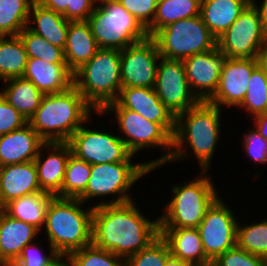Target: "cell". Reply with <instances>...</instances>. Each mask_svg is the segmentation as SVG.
I'll return each mask as SVG.
<instances>
[{
  "label": "cell",
  "mask_w": 267,
  "mask_h": 266,
  "mask_svg": "<svg viewBox=\"0 0 267 266\" xmlns=\"http://www.w3.org/2000/svg\"><path fill=\"white\" fill-rule=\"evenodd\" d=\"M2 82L6 86L1 88L0 93L29 120L39 108L44 94L30 80L23 77L10 78Z\"/></svg>",
  "instance_id": "28"
},
{
  "label": "cell",
  "mask_w": 267,
  "mask_h": 266,
  "mask_svg": "<svg viewBox=\"0 0 267 266\" xmlns=\"http://www.w3.org/2000/svg\"><path fill=\"white\" fill-rule=\"evenodd\" d=\"M90 173L91 164L71 154L66 165L61 198L78 199L87 188Z\"/></svg>",
  "instance_id": "33"
},
{
  "label": "cell",
  "mask_w": 267,
  "mask_h": 266,
  "mask_svg": "<svg viewBox=\"0 0 267 266\" xmlns=\"http://www.w3.org/2000/svg\"><path fill=\"white\" fill-rule=\"evenodd\" d=\"M46 266H71L69 254L56 253Z\"/></svg>",
  "instance_id": "49"
},
{
  "label": "cell",
  "mask_w": 267,
  "mask_h": 266,
  "mask_svg": "<svg viewBox=\"0 0 267 266\" xmlns=\"http://www.w3.org/2000/svg\"><path fill=\"white\" fill-rule=\"evenodd\" d=\"M237 108L245 109L250 119L267 112V74L259 66L253 70L245 97Z\"/></svg>",
  "instance_id": "34"
},
{
  "label": "cell",
  "mask_w": 267,
  "mask_h": 266,
  "mask_svg": "<svg viewBox=\"0 0 267 266\" xmlns=\"http://www.w3.org/2000/svg\"><path fill=\"white\" fill-rule=\"evenodd\" d=\"M238 221L236 246L267 260V219L244 226Z\"/></svg>",
  "instance_id": "35"
},
{
  "label": "cell",
  "mask_w": 267,
  "mask_h": 266,
  "mask_svg": "<svg viewBox=\"0 0 267 266\" xmlns=\"http://www.w3.org/2000/svg\"><path fill=\"white\" fill-rule=\"evenodd\" d=\"M219 197L206 211L197 229L206 257L212 262L236 246L238 219L226 202Z\"/></svg>",
  "instance_id": "12"
},
{
  "label": "cell",
  "mask_w": 267,
  "mask_h": 266,
  "mask_svg": "<svg viewBox=\"0 0 267 266\" xmlns=\"http://www.w3.org/2000/svg\"><path fill=\"white\" fill-rule=\"evenodd\" d=\"M116 102L125 109L139 113L146 120L158 123L173 138L176 117L161 102L154 88L123 87Z\"/></svg>",
  "instance_id": "18"
},
{
  "label": "cell",
  "mask_w": 267,
  "mask_h": 266,
  "mask_svg": "<svg viewBox=\"0 0 267 266\" xmlns=\"http://www.w3.org/2000/svg\"><path fill=\"white\" fill-rule=\"evenodd\" d=\"M150 173V167L146 162L133 163L124 161L118 163L92 164L89 182L85 192L78 198L83 203L91 200L110 196V200L104 199L96 202L95 206L104 204H122L134 200L128 192L136 181ZM133 198V199H132ZM112 199V200H111Z\"/></svg>",
  "instance_id": "8"
},
{
  "label": "cell",
  "mask_w": 267,
  "mask_h": 266,
  "mask_svg": "<svg viewBox=\"0 0 267 266\" xmlns=\"http://www.w3.org/2000/svg\"><path fill=\"white\" fill-rule=\"evenodd\" d=\"M41 233L33 225L17 220L0 209V264H13L23 248Z\"/></svg>",
  "instance_id": "22"
},
{
  "label": "cell",
  "mask_w": 267,
  "mask_h": 266,
  "mask_svg": "<svg viewBox=\"0 0 267 266\" xmlns=\"http://www.w3.org/2000/svg\"><path fill=\"white\" fill-rule=\"evenodd\" d=\"M0 266H14L13 264H0Z\"/></svg>",
  "instance_id": "52"
},
{
  "label": "cell",
  "mask_w": 267,
  "mask_h": 266,
  "mask_svg": "<svg viewBox=\"0 0 267 266\" xmlns=\"http://www.w3.org/2000/svg\"><path fill=\"white\" fill-rule=\"evenodd\" d=\"M44 8L63 15L67 19L68 0H36Z\"/></svg>",
  "instance_id": "45"
},
{
  "label": "cell",
  "mask_w": 267,
  "mask_h": 266,
  "mask_svg": "<svg viewBox=\"0 0 267 266\" xmlns=\"http://www.w3.org/2000/svg\"><path fill=\"white\" fill-rule=\"evenodd\" d=\"M170 256L168 244L159 235L146 248L124 259V266H164Z\"/></svg>",
  "instance_id": "38"
},
{
  "label": "cell",
  "mask_w": 267,
  "mask_h": 266,
  "mask_svg": "<svg viewBox=\"0 0 267 266\" xmlns=\"http://www.w3.org/2000/svg\"><path fill=\"white\" fill-rule=\"evenodd\" d=\"M160 58L157 44L149 36L121 50L122 88H154Z\"/></svg>",
  "instance_id": "15"
},
{
  "label": "cell",
  "mask_w": 267,
  "mask_h": 266,
  "mask_svg": "<svg viewBox=\"0 0 267 266\" xmlns=\"http://www.w3.org/2000/svg\"><path fill=\"white\" fill-rule=\"evenodd\" d=\"M36 0H0V36H16L27 27Z\"/></svg>",
  "instance_id": "32"
},
{
  "label": "cell",
  "mask_w": 267,
  "mask_h": 266,
  "mask_svg": "<svg viewBox=\"0 0 267 266\" xmlns=\"http://www.w3.org/2000/svg\"><path fill=\"white\" fill-rule=\"evenodd\" d=\"M258 66L256 58L226 57L220 73V81L215 94L209 103L223 106L238 107L246 94L253 70Z\"/></svg>",
  "instance_id": "16"
},
{
  "label": "cell",
  "mask_w": 267,
  "mask_h": 266,
  "mask_svg": "<svg viewBox=\"0 0 267 266\" xmlns=\"http://www.w3.org/2000/svg\"><path fill=\"white\" fill-rule=\"evenodd\" d=\"M201 0H158L151 25L146 29L149 37L170 23L200 15Z\"/></svg>",
  "instance_id": "30"
},
{
  "label": "cell",
  "mask_w": 267,
  "mask_h": 266,
  "mask_svg": "<svg viewBox=\"0 0 267 266\" xmlns=\"http://www.w3.org/2000/svg\"><path fill=\"white\" fill-rule=\"evenodd\" d=\"M28 59L37 58L47 63L66 64L64 50L50 44L42 36L37 35L25 27L19 34Z\"/></svg>",
  "instance_id": "36"
},
{
  "label": "cell",
  "mask_w": 267,
  "mask_h": 266,
  "mask_svg": "<svg viewBox=\"0 0 267 266\" xmlns=\"http://www.w3.org/2000/svg\"><path fill=\"white\" fill-rule=\"evenodd\" d=\"M28 56L25 46L19 37L0 36V81L22 77L27 65Z\"/></svg>",
  "instance_id": "31"
},
{
  "label": "cell",
  "mask_w": 267,
  "mask_h": 266,
  "mask_svg": "<svg viewBox=\"0 0 267 266\" xmlns=\"http://www.w3.org/2000/svg\"><path fill=\"white\" fill-rule=\"evenodd\" d=\"M255 1L256 0H251V3L258 10L262 29L267 34V0H262V3L259 6Z\"/></svg>",
  "instance_id": "47"
},
{
  "label": "cell",
  "mask_w": 267,
  "mask_h": 266,
  "mask_svg": "<svg viewBox=\"0 0 267 266\" xmlns=\"http://www.w3.org/2000/svg\"><path fill=\"white\" fill-rule=\"evenodd\" d=\"M46 150L49 152L45 157L43 152ZM71 154L67 142H46L41 147L34 162L42 192L61 198L66 165Z\"/></svg>",
  "instance_id": "19"
},
{
  "label": "cell",
  "mask_w": 267,
  "mask_h": 266,
  "mask_svg": "<svg viewBox=\"0 0 267 266\" xmlns=\"http://www.w3.org/2000/svg\"><path fill=\"white\" fill-rule=\"evenodd\" d=\"M86 21L99 48L123 50L148 37L146 29L119 1L97 5Z\"/></svg>",
  "instance_id": "9"
},
{
  "label": "cell",
  "mask_w": 267,
  "mask_h": 266,
  "mask_svg": "<svg viewBox=\"0 0 267 266\" xmlns=\"http://www.w3.org/2000/svg\"><path fill=\"white\" fill-rule=\"evenodd\" d=\"M135 200L94 206L92 244L123 260L146 248L159 235V216L147 218Z\"/></svg>",
  "instance_id": "1"
},
{
  "label": "cell",
  "mask_w": 267,
  "mask_h": 266,
  "mask_svg": "<svg viewBox=\"0 0 267 266\" xmlns=\"http://www.w3.org/2000/svg\"><path fill=\"white\" fill-rule=\"evenodd\" d=\"M223 110L208 101L196 105L176 117V130L172 138V154L169 162L188 158L190 148L196 157L200 171H208L216 146L221 137Z\"/></svg>",
  "instance_id": "2"
},
{
  "label": "cell",
  "mask_w": 267,
  "mask_h": 266,
  "mask_svg": "<svg viewBox=\"0 0 267 266\" xmlns=\"http://www.w3.org/2000/svg\"><path fill=\"white\" fill-rule=\"evenodd\" d=\"M107 132L89 129L85 122L67 141L71 153L91 165L133 161L134 154L120 136Z\"/></svg>",
  "instance_id": "11"
},
{
  "label": "cell",
  "mask_w": 267,
  "mask_h": 266,
  "mask_svg": "<svg viewBox=\"0 0 267 266\" xmlns=\"http://www.w3.org/2000/svg\"><path fill=\"white\" fill-rule=\"evenodd\" d=\"M99 49L87 21H69L64 58L72 73L88 62Z\"/></svg>",
  "instance_id": "25"
},
{
  "label": "cell",
  "mask_w": 267,
  "mask_h": 266,
  "mask_svg": "<svg viewBox=\"0 0 267 266\" xmlns=\"http://www.w3.org/2000/svg\"><path fill=\"white\" fill-rule=\"evenodd\" d=\"M28 124V120L0 93V135L20 129Z\"/></svg>",
  "instance_id": "42"
},
{
  "label": "cell",
  "mask_w": 267,
  "mask_h": 266,
  "mask_svg": "<svg viewBox=\"0 0 267 266\" xmlns=\"http://www.w3.org/2000/svg\"><path fill=\"white\" fill-rule=\"evenodd\" d=\"M207 171L195 179L172 186V198L159 217V228H197L206 211L219 198Z\"/></svg>",
  "instance_id": "6"
},
{
  "label": "cell",
  "mask_w": 267,
  "mask_h": 266,
  "mask_svg": "<svg viewBox=\"0 0 267 266\" xmlns=\"http://www.w3.org/2000/svg\"><path fill=\"white\" fill-rule=\"evenodd\" d=\"M253 121L254 128L259 134L267 140V112L260 114L251 119Z\"/></svg>",
  "instance_id": "46"
},
{
  "label": "cell",
  "mask_w": 267,
  "mask_h": 266,
  "mask_svg": "<svg viewBox=\"0 0 267 266\" xmlns=\"http://www.w3.org/2000/svg\"><path fill=\"white\" fill-rule=\"evenodd\" d=\"M106 1H119V0H94V2L97 4V5H100ZM99 3V4H98Z\"/></svg>",
  "instance_id": "51"
},
{
  "label": "cell",
  "mask_w": 267,
  "mask_h": 266,
  "mask_svg": "<svg viewBox=\"0 0 267 266\" xmlns=\"http://www.w3.org/2000/svg\"><path fill=\"white\" fill-rule=\"evenodd\" d=\"M22 77L43 94L61 93L73 86V73L66 64L47 63L37 58L28 59Z\"/></svg>",
  "instance_id": "24"
},
{
  "label": "cell",
  "mask_w": 267,
  "mask_h": 266,
  "mask_svg": "<svg viewBox=\"0 0 267 266\" xmlns=\"http://www.w3.org/2000/svg\"><path fill=\"white\" fill-rule=\"evenodd\" d=\"M164 266H192L190 263L182 261L181 259L174 258L173 256H170Z\"/></svg>",
  "instance_id": "50"
},
{
  "label": "cell",
  "mask_w": 267,
  "mask_h": 266,
  "mask_svg": "<svg viewBox=\"0 0 267 266\" xmlns=\"http://www.w3.org/2000/svg\"><path fill=\"white\" fill-rule=\"evenodd\" d=\"M83 205L79 199L55 196L50 200L42 230L45 229L49 246L57 253L70 254L92 244L94 205L86 210Z\"/></svg>",
  "instance_id": "4"
},
{
  "label": "cell",
  "mask_w": 267,
  "mask_h": 266,
  "mask_svg": "<svg viewBox=\"0 0 267 266\" xmlns=\"http://www.w3.org/2000/svg\"><path fill=\"white\" fill-rule=\"evenodd\" d=\"M68 27L69 21L63 15L44 8L36 1L32 4L27 28L33 33L42 36L50 44L64 50Z\"/></svg>",
  "instance_id": "27"
},
{
  "label": "cell",
  "mask_w": 267,
  "mask_h": 266,
  "mask_svg": "<svg viewBox=\"0 0 267 266\" xmlns=\"http://www.w3.org/2000/svg\"><path fill=\"white\" fill-rule=\"evenodd\" d=\"M96 114L113 113L116 123L121 132L120 137L127 148L136 155L137 152L146 148H160L162 155L155 160H148L146 164L150 167V172L161 165L169 164L172 154V137L158 124L146 120L139 113L121 107L116 101L108 104L101 112ZM157 167V168H156Z\"/></svg>",
  "instance_id": "7"
},
{
  "label": "cell",
  "mask_w": 267,
  "mask_h": 266,
  "mask_svg": "<svg viewBox=\"0 0 267 266\" xmlns=\"http://www.w3.org/2000/svg\"><path fill=\"white\" fill-rule=\"evenodd\" d=\"M211 266H267V260L235 246L219 255Z\"/></svg>",
  "instance_id": "39"
},
{
  "label": "cell",
  "mask_w": 267,
  "mask_h": 266,
  "mask_svg": "<svg viewBox=\"0 0 267 266\" xmlns=\"http://www.w3.org/2000/svg\"><path fill=\"white\" fill-rule=\"evenodd\" d=\"M154 90L175 117L199 102L190 90L182 60L160 58Z\"/></svg>",
  "instance_id": "14"
},
{
  "label": "cell",
  "mask_w": 267,
  "mask_h": 266,
  "mask_svg": "<svg viewBox=\"0 0 267 266\" xmlns=\"http://www.w3.org/2000/svg\"><path fill=\"white\" fill-rule=\"evenodd\" d=\"M53 197L46 192L32 193L10 201L2 209L12 218L33 225L41 232L47 206Z\"/></svg>",
  "instance_id": "29"
},
{
  "label": "cell",
  "mask_w": 267,
  "mask_h": 266,
  "mask_svg": "<svg viewBox=\"0 0 267 266\" xmlns=\"http://www.w3.org/2000/svg\"><path fill=\"white\" fill-rule=\"evenodd\" d=\"M266 35L261 26L259 12L250 3L217 39V46L228 58H256Z\"/></svg>",
  "instance_id": "13"
},
{
  "label": "cell",
  "mask_w": 267,
  "mask_h": 266,
  "mask_svg": "<svg viewBox=\"0 0 267 266\" xmlns=\"http://www.w3.org/2000/svg\"><path fill=\"white\" fill-rule=\"evenodd\" d=\"M250 3L251 0H201L200 16L219 39Z\"/></svg>",
  "instance_id": "26"
},
{
  "label": "cell",
  "mask_w": 267,
  "mask_h": 266,
  "mask_svg": "<svg viewBox=\"0 0 267 266\" xmlns=\"http://www.w3.org/2000/svg\"><path fill=\"white\" fill-rule=\"evenodd\" d=\"M71 266H124V260L114 253L94 244L69 254Z\"/></svg>",
  "instance_id": "37"
},
{
  "label": "cell",
  "mask_w": 267,
  "mask_h": 266,
  "mask_svg": "<svg viewBox=\"0 0 267 266\" xmlns=\"http://www.w3.org/2000/svg\"><path fill=\"white\" fill-rule=\"evenodd\" d=\"M96 6L94 0H68L67 20L86 21Z\"/></svg>",
  "instance_id": "44"
},
{
  "label": "cell",
  "mask_w": 267,
  "mask_h": 266,
  "mask_svg": "<svg viewBox=\"0 0 267 266\" xmlns=\"http://www.w3.org/2000/svg\"><path fill=\"white\" fill-rule=\"evenodd\" d=\"M152 38L161 57L167 59L183 60L217 46V39L200 15L170 23L158 30Z\"/></svg>",
  "instance_id": "10"
},
{
  "label": "cell",
  "mask_w": 267,
  "mask_h": 266,
  "mask_svg": "<svg viewBox=\"0 0 267 266\" xmlns=\"http://www.w3.org/2000/svg\"><path fill=\"white\" fill-rule=\"evenodd\" d=\"M39 192L34 161L0 167V209L14 199Z\"/></svg>",
  "instance_id": "21"
},
{
  "label": "cell",
  "mask_w": 267,
  "mask_h": 266,
  "mask_svg": "<svg viewBox=\"0 0 267 266\" xmlns=\"http://www.w3.org/2000/svg\"><path fill=\"white\" fill-rule=\"evenodd\" d=\"M73 86L96 112L115 102L122 88L121 50L100 48L73 73Z\"/></svg>",
  "instance_id": "5"
},
{
  "label": "cell",
  "mask_w": 267,
  "mask_h": 266,
  "mask_svg": "<svg viewBox=\"0 0 267 266\" xmlns=\"http://www.w3.org/2000/svg\"><path fill=\"white\" fill-rule=\"evenodd\" d=\"M96 112L71 86L61 93L44 94L28 124L45 142H67L73 133Z\"/></svg>",
  "instance_id": "3"
},
{
  "label": "cell",
  "mask_w": 267,
  "mask_h": 266,
  "mask_svg": "<svg viewBox=\"0 0 267 266\" xmlns=\"http://www.w3.org/2000/svg\"><path fill=\"white\" fill-rule=\"evenodd\" d=\"M159 232L174 258L188 262L192 266H211L212 262L204 253L197 228H159Z\"/></svg>",
  "instance_id": "23"
},
{
  "label": "cell",
  "mask_w": 267,
  "mask_h": 266,
  "mask_svg": "<svg viewBox=\"0 0 267 266\" xmlns=\"http://www.w3.org/2000/svg\"><path fill=\"white\" fill-rule=\"evenodd\" d=\"M247 131L241 140L246 157L256 164H267V140L255 128Z\"/></svg>",
  "instance_id": "40"
},
{
  "label": "cell",
  "mask_w": 267,
  "mask_h": 266,
  "mask_svg": "<svg viewBox=\"0 0 267 266\" xmlns=\"http://www.w3.org/2000/svg\"><path fill=\"white\" fill-rule=\"evenodd\" d=\"M45 143L29 124L0 135V167L34 161Z\"/></svg>",
  "instance_id": "20"
},
{
  "label": "cell",
  "mask_w": 267,
  "mask_h": 266,
  "mask_svg": "<svg viewBox=\"0 0 267 266\" xmlns=\"http://www.w3.org/2000/svg\"><path fill=\"white\" fill-rule=\"evenodd\" d=\"M258 66L267 74V35L256 57Z\"/></svg>",
  "instance_id": "48"
},
{
  "label": "cell",
  "mask_w": 267,
  "mask_h": 266,
  "mask_svg": "<svg viewBox=\"0 0 267 266\" xmlns=\"http://www.w3.org/2000/svg\"><path fill=\"white\" fill-rule=\"evenodd\" d=\"M41 243V239L39 243L32 242L27 244L19 256V258L13 263L14 266H46V264L51 260L54 255L57 253L52 247L49 246V253L44 254L43 247H39Z\"/></svg>",
  "instance_id": "43"
},
{
  "label": "cell",
  "mask_w": 267,
  "mask_h": 266,
  "mask_svg": "<svg viewBox=\"0 0 267 266\" xmlns=\"http://www.w3.org/2000/svg\"><path fill=\"white\" fill-rule=\"evenodd\" d=\"M119 2L145 29L151 25L158 0H119Z\"/></svg>",
  "instance_id": "41"
},
{
  "label": "cell",
  "mask_w": 267,
  "mask_h": 266,
  "mask_svg": "<svg viewBox=\"0 0 267 266\" xmlns=\"http://www.w3.org/2000/svg\"><path fill=\"white\" fill-rule=\"evenodd\" d=\"M226 56L218 46L183 59L191 92L199 101H208L216 92Z\"/></svg>",
  "instance_id": "17"
}]
</instances>
